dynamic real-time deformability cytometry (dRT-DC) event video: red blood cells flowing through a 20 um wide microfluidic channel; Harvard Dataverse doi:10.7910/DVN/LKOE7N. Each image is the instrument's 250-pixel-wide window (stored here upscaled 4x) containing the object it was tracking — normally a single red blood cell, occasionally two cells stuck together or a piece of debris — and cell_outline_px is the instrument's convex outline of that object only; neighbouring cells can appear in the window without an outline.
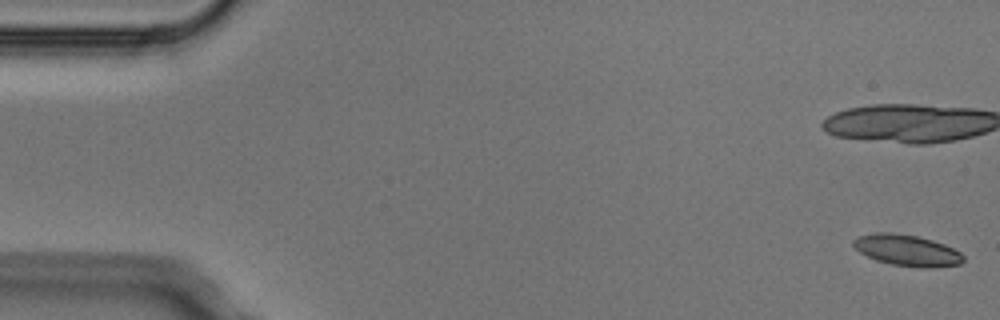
{"species": "Egyptian fruit bat (a non-hibernating species)", "species_latin": "Rousettus aegyptiacus", "temperature_condition": "cold", "stored_images_in_passage": 6, "camera_frame_rate_fps": 3000, "um_per_image_px": 0.085, "animal": {"sex": "male"}, "frame": {"image": 1, "passage_image": 1, "time_ms": 0.0, "image_size_px": [1000, 320], "cell_outline_px": [[964, 260], [960, 264], [932, 268], [920, 268], [892, 264], [876, 260], [860, 252], [852, 244], [852, 240], [856, 236], [880, 232], [888, 232], [916, 236], [932, 240], [944, 244], [960, 252], [964, 256]], "centroid_in_image_um": [77.1, 21.28], "position_along_channel_um": 7.9, "area_um2": 19.94}}
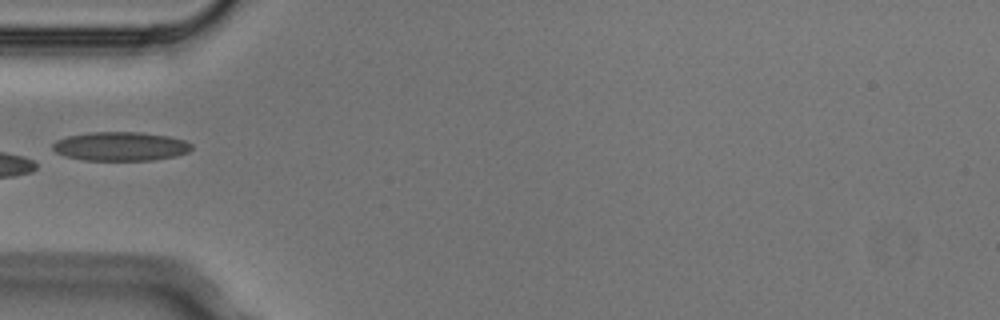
{"frame": {"image": 2, "passage_image": 6, "time_ms": 1.667, "image_size_px": [1000, 320], "cell_outline_px": [[192, 148], [188, 152], [176, 156], [152, 160], [84, 160], [64, 156], [56, 152], [52, 148], [52, 144], [56, 140], [68, 136], [92, 132], [140, 132], [168, 136], [184, 140], [192, 144]], "centroid_in_image_um": [10.24, 12.44], "position_along_channel_um": 74.8, "area_um2": 23.41}}